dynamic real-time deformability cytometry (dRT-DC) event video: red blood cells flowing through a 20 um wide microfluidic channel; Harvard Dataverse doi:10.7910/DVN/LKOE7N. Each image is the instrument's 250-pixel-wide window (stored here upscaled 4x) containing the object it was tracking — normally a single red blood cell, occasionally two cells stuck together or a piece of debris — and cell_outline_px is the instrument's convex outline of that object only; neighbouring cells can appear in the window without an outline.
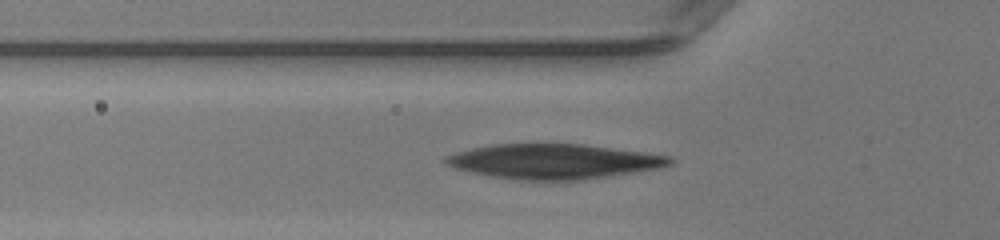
{"species": "human", "species_latin": "Homo sapiens", "temperature_condition": "warm", "stored_images_in_passage": 38, "camera_frame_rate_fps": 3000, "um_per_image_px": 0.085, "donor": {"sex": "female"}, "frame": {"image": 1, "passage_image": 11, "time_ms": 3.333, "image_size_px": [1000, 240], "cell_outline_px": [[672, 164], [660, 168], [580, 180], [520, 180], [492, 176], [472, 172], [456, 168], [448, 164], [444, 160], [448, 156], [456, 152], [472, 148], [492, 144], [536, 140], [584, 144], [644, 152], [672, 156]], "centroid_in_image_um": [47.06, 13.67], "position_along_channel_um": 78.7, "area_um2": 46.47}}
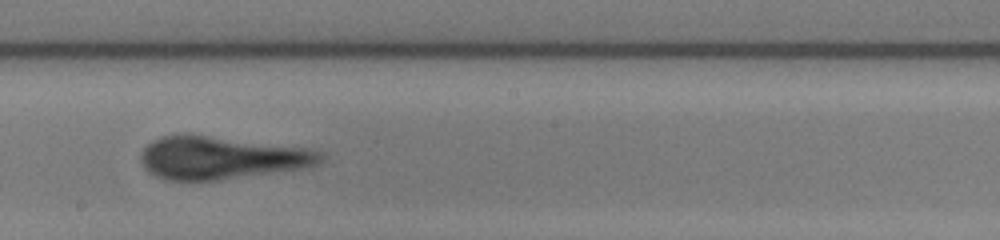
{"frame": {"image": 2, "passage_image": 22, "time_ms": 7.0, "image_size_px": [1000, 240], "cell_outline_px": [[324, 160], [316, 164], [304, 168], [216, 180], [168, 180], [156, 176], [148, 172], [144, 168], [140, 160], [140, 152], [152, 140], [160, 136], [188, 132], [304, 148], [320, 152], [324, 156]], "centroid_in_image_um": [18.71, 13.38], "position_along_channel_um": 229.5, "area_um2": 45.08}}
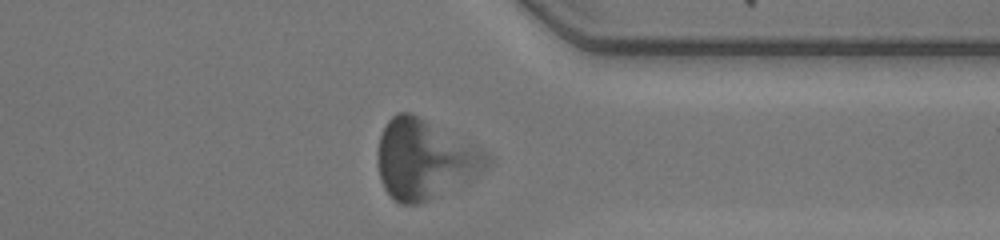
{"frame": {"image": 3, "passage_image": 33, "time_ms": 10.667, "image_size_px": [1000, 240], "cell_outline_px": [[488, 168], [476, 176], [428, 200], [416, 204], [400, 204], [384, 188], [380, 180], [376, 160], [376, 152], [380, 136], [388, 120], [396, 112], [412, 112], [480, 148], [488, 156]], "centroid_in_image_um": [36.04, 13.52], "position_along_channel_um": 375.4, "area_um2": 50.23}, "authors_computed_cell_mechanics": {"area_um2": 46.1822, "velocity_mm_per_s": 4.1173, "shape_relaxation_time_tau1_ms": 2.1808, "shape_relaxation_time_tau2_ms": 1.7427, "deformation_change_tau1": 0.1115, "deformation_change_tau2": 0.1231}}